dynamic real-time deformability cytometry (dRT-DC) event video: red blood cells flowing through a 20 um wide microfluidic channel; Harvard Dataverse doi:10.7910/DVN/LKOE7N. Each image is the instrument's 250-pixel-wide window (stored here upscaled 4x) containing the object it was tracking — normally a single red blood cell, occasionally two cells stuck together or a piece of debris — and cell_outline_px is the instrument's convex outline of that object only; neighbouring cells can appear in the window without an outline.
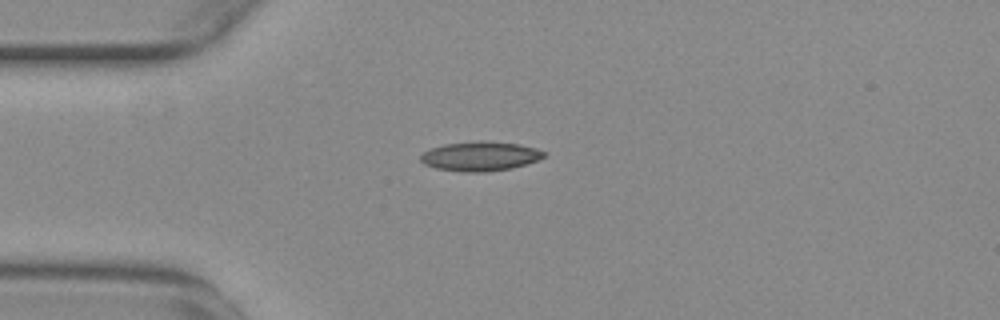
{"species": "common noctule bat (a hibernating species)", "species_latin": "Nyctalus noctula", "temperature_condition": "warm", "stored_images_in_passage": 43, "camera_frame_rate_fps": 3000, "um_per_image_px": 0.085, "animal": {"sex": "female", "body_mass_g": 29.2, "forearm_length_mm": 56.3}, "frame": {"image": 1, "passage_image": 2, "time_ms": 0.333, "image_size_px": [1000, 320], "cell_outline_px": [[544, 156], [536, 160], [512, 168], [484, 172], [468, 172], [436, 168], [424, 164], [420, 160], [420, 156], [424, 152], [432, 148], [444, 144], [480, 140], [484, 140], [520, 144], [536, 148], [544, 152]], "centroid_in_image_um": [40.8, 13.26], "position_along_channel_um": 44.2, "area_um2": 20.98}}
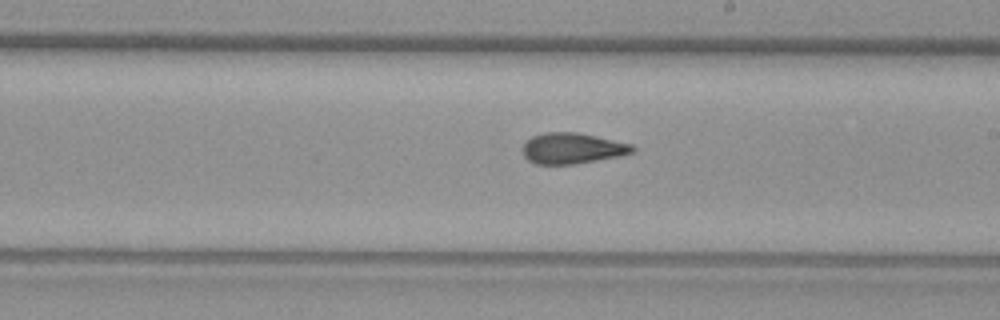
{"frame": {"image": 2, "passage_image": 19, "time_ms": 6.0, "image_size_px": [1000, 320], "cell_outline_px": [[636, 148], [632, 152], [620, 156], [572, 164], [536, 164], [528, 160], [524, 156], [520, 148], [532, 136], [544, 132], [576, 132], [596, 136], [632, 144]], "centroid_in_image_um": [48.61, 12.6], "position_along_channel_um": 240.4, "area_um2": 19.71}}
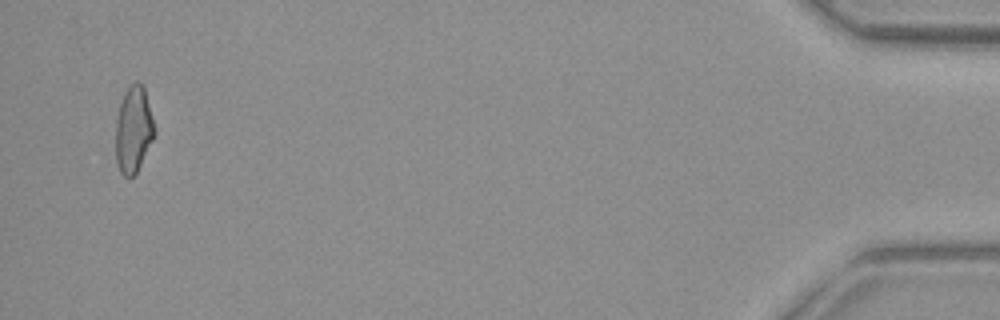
{"frame": {"image": 3, "passage_image": 41, "time_ms": 13.333, "image_size_px": [1000, 320], "cell_outline_px": [[156, 132], [136, 172], [128, 180], [120, 172], [116, 160], [116, 120], [120, 104], [124, 92], [136, 80], [144, 88], [152, 116]], "centroid_in_image_um": [11.33, 11.03], "position_along_channel_um": 423.9, "area_um2": 19.25}, "authors_computed_cell_mechanics": {"area_um2": 19.7098, "velocity_mm_per_s": 3.7679, "shape_relaxation_time_tau1_ms": null, "shape_relaxation_time_tau2_ms": 1.3707, "deformation_change_tau1": null, "deformation_change_tau2": 0.0746}}